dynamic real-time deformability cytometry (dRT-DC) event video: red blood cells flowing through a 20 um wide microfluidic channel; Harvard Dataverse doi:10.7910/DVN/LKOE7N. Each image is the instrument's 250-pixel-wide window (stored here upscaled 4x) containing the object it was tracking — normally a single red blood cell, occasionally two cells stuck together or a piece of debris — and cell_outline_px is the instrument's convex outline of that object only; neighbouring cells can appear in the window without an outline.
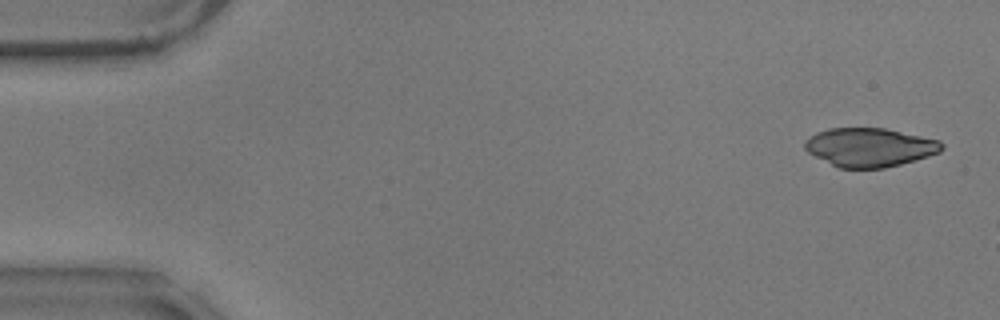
{"species": "common noctule bat (a hibernating species)", "species_latin": "Nyctalus noctula", "temperature_condition": "warm", "stored_images_in_passage": 8, "camera_frame_rate_fps": 3000, "um_per_image_px": 0.085, "animal": {"sex": "male", "body_mass_g": 17.9}, "frame": {"image": 1, "passage_image": 2, "time_ms": 0.333, "image_size_px": [1000, 320], "cell_outline_px": [[944, 148], [940, 152], [928, 156], [900, 164], [884, 168], [840, 168], [808, 152], [804, 148], [804, 140], [808, 136], [816, 132], [828, 128], [884, 128], [940, 140], [944, 144]], "centroid_in_image_um": [73.92, 12.51], "position_along_channel_um": 11.1, "area_um2": 30.87}}